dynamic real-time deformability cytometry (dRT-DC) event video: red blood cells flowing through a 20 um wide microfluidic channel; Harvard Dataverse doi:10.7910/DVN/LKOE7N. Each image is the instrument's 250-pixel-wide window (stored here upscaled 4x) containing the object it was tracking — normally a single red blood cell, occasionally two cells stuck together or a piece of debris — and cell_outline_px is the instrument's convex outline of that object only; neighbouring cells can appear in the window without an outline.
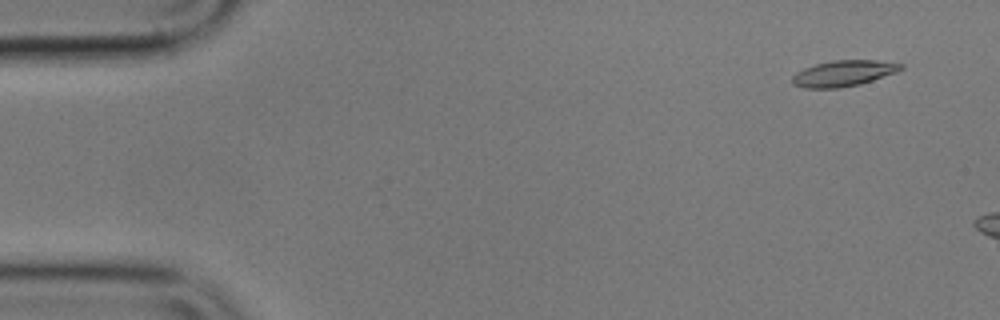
{"species": "common noctule bat (a hibernating species)", "species_latin": "Nyctalus noctula", "temperature_condition": "cold", "stored_images_in_passage": 9, "camera_frame_rate_fps": 3000, "um_per_image_px": 0.085, "animal": {"sex": "male", "body_mass_g": 17.9}, "frame": {"image": 1, "passage_image": 4, "time_ms": 1.0, "image_size_px": [1000, 320], "cell_outline_px": [[904, 68], [896, 72], [860, 84], [840, 88], [804, 88], [792, 84], [792, 76], [796, 72], [804, 68], [816, 64], [832, 60], [876, 60], [904, 64]], "centroid_in_image_um": [71.68, 6.23], "position_along_channel_um": 13.3, "area_um2": 16.42}}